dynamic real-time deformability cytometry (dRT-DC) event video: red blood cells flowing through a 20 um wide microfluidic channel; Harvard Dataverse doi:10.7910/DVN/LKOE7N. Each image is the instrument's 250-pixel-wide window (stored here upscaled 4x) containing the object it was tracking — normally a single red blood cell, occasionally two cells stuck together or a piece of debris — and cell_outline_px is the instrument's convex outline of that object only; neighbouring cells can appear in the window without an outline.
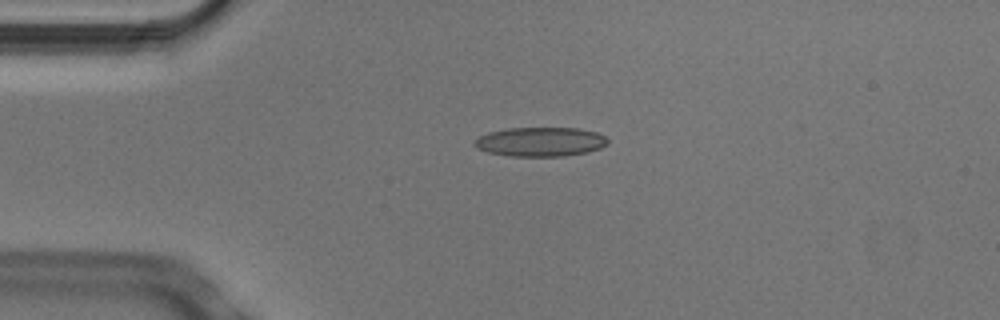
{"species": "Egyptian fruit bat (a non-hibernating species)", "species_latin": "Rousettus aegyptiacus", "temperature_condition": "cold", "stored_images_in_passage": 4, "camera_frame_rate_fps": 3000, "um_per_image_px": 0.085, "animal": {"sex": "male"}, "frame": {"image": 1, "passage_image": 3, "time_ms": 0.667, "image_size_px": [1000, 320], "cell_outline_px": [[608, 144], [600, 148], [588, 152], [564, 156], [508, 156], [488, 152], [476, 148], [472, 144], [480, 136], [488, 132], [508, 128], [576, 128], [596, 132], [604, 136], [608, 140]], "centroid_in_image_um": [45.92, 12.05], "position_along_channel_um": 39.1, "area_um2": 22.72}}